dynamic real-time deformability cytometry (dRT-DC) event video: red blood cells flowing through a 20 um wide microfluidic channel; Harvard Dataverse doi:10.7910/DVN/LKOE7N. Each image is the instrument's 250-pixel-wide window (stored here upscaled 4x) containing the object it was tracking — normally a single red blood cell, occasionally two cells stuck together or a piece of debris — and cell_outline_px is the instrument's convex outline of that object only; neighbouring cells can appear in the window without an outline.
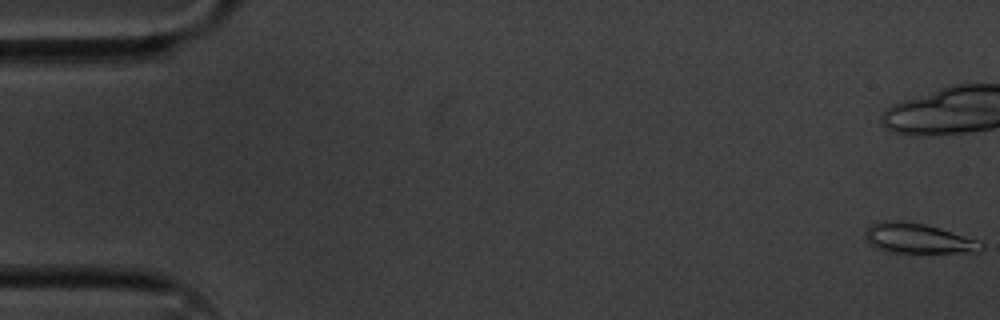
{"species": "common noctule bat (a hibernating species)", "species_latin": "Nyctalus noctula", "temperature_condition": "cold", "stored_images_in_passage": 17, "camera_frame_rate_fps": 3000, "um_per_image_px": 0.085, "animal": {"sex": "male", "body_mass_g": 20.1, "forearm_length_mm": 53.5}, "frame": {"image": 1, "passage_image": 1, "time_ms": 0.0, "image_size_px": [1000, 320], "cell_outline_px": [[984, 248], [976, 252], [884, 252], [868, 244], [864, 236], [864, 232], [872, 224], [884, 220], [892, 220], [924, 224], [940, 228], [976, 240], [984, 244]], "centroid_in_image_um": [77.97, 20.27], "position_along_channel_um": 7.0, "area_um2": 20.11}}